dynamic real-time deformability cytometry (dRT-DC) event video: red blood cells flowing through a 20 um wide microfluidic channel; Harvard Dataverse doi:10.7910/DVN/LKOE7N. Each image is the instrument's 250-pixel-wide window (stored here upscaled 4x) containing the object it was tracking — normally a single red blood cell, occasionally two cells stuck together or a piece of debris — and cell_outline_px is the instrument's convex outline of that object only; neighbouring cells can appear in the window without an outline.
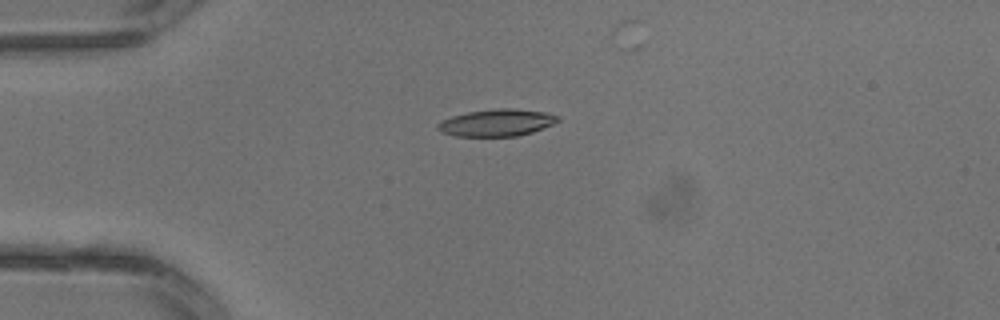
{"species": "common noctule bat (a hibernating species)", "species_latin": "Nyctalus noctula", "temperature_condition": "warm", "stored_images_in_passage": 1, "camera_frame_rate_fps": 3000, "um_per_image_px": 0.085, "animal": {"sex": "male", "body_mass_g": 13.3}, "frame": {"image": 1, "passage_image": 1, "time_ms": 0.0, "image_size_px": [1000, 320], "cell_outline_px": [[560, 120], [552, 124], [532, 132], [516, 136], [456, 136], [440, 132], [436, 128], [436, 124], [452, 116], [468, 112], [492, 108], [512, 108], [548, 112], [560, 116]], "centroid_in_image_um": [42.23, 10.42], "position_along_channel_um": 42.8, "area_um2": 19.02}}